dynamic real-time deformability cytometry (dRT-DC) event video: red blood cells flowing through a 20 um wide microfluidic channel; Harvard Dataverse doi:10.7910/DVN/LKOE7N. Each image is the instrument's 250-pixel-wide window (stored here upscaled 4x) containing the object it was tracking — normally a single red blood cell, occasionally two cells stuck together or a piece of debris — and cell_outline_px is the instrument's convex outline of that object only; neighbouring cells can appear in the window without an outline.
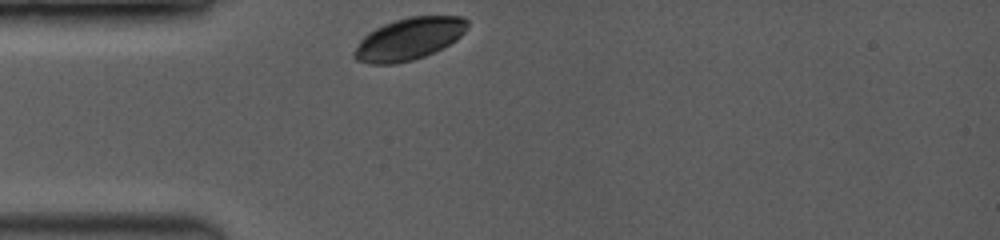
{"species": "common noctule bat (a hibernating species)", "species_latin": "Nyctalus noctula", "temperature_condition": "room temperature", "stored_images_in_passage": 35, "camera_frame_rate_fps": 3500, "um_per_image_px": 0.085, "animal": {"sex": "female", "body_mass_g": 19.0, "forearm_length_mm": 53.3}, "frame": {"image": 1, "passage_image": 1, "time_ms": 0.0, "image_size_px": [1000, 240], "cell_outline_px": [[468, 28], [456, 40], [424, 56], [412, 60], [392, 64], [372, 64], [356, 60], [352, 56], [352, 52], [360, 40], [368, 32], [384, 24], [408, 16], [464, 16], [468, 20]], "centroid_in_image_um": [34.75, 3.3], "position_along_channel_um": 50.3, "area_um2": 27.69}}
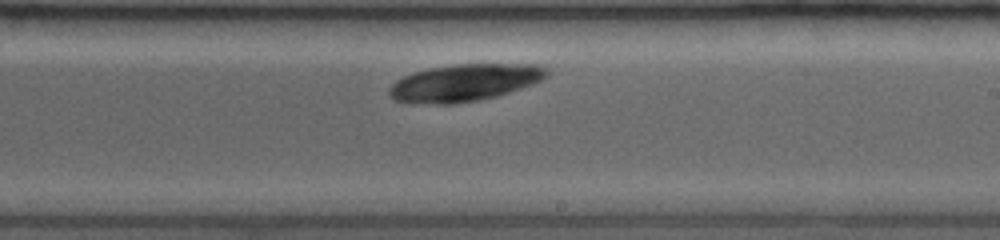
{"frame": {"image": 2, "passage_image": 20, "time_ms": 5.429, "image_size_px": [1000, 240], "cell_outline_px": [[548, 76], [532, 84], [496, 96], [480, 100], [456, 104], [440, 104], [392, 100], [388, 92], [388, 88], [396, 80], [412, 72], [428, 68], [456, 64], [536, 64], [548, 68]], "centroid_in_image_um": [39.47, 7.02], "position_along_channel_um": 249.5, "area_um2": 34.04}}
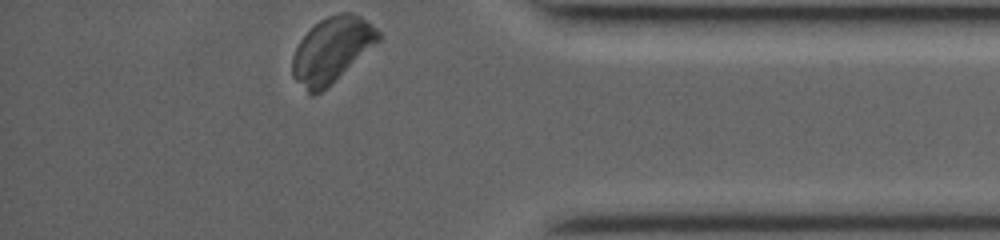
{"frame": {"image": 3, "passage_image": 35, "time_ms": 9.714, "image_size_px": [1000, 240], "cell_outline_px": [[380, 40], [320, 92], [312, 96], [292, 76], [292, 56], [300, 40], [320, 20], [328, 16], [340, 12], [352, 12], [360, 16], [376, 28], [380, 32]], "centroid_in_image_um": [28.18, 4.21], "position_along_channel_um": 407.0, "area_um2": 31.85}}